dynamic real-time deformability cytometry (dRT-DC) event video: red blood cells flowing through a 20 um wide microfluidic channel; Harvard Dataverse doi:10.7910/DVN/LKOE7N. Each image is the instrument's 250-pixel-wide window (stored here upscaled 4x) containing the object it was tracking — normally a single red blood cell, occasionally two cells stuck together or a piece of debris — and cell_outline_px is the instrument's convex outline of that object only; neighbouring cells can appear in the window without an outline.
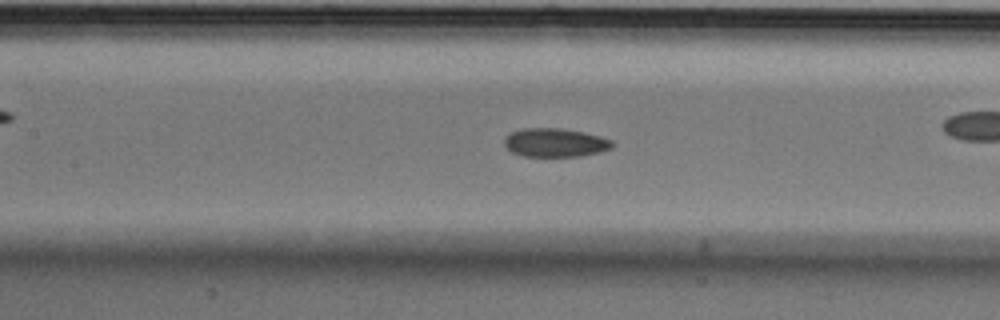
{"species": "Egyptian fruit bat (a non-hibernating species)", "species_latin": "Rousettus aegyptiacus", "temperature_condition": "cold", "stored_images_in_passage": 56, "camera_frame_rate_fps": 3000, "um_per_image_px": 0.085, "animal": {"sex": "male"}, "frame": {"image": 1, "passage_image": 25, "time_ms": 8.0, "image_size_px": [1000, 320], "cell_outline_px": [[612, 148], [600, 152], [580, 156], [524, 156], [512, 152], [504, 144], [504, 140], [512, 132], [524, 128], [560, 128], [584, 132], [600, 136], [612, 140]], "centroid_in_image_um": [47.21, 12.12], "position_along_channel_um": 160.2, "area_um2": 17.86}}
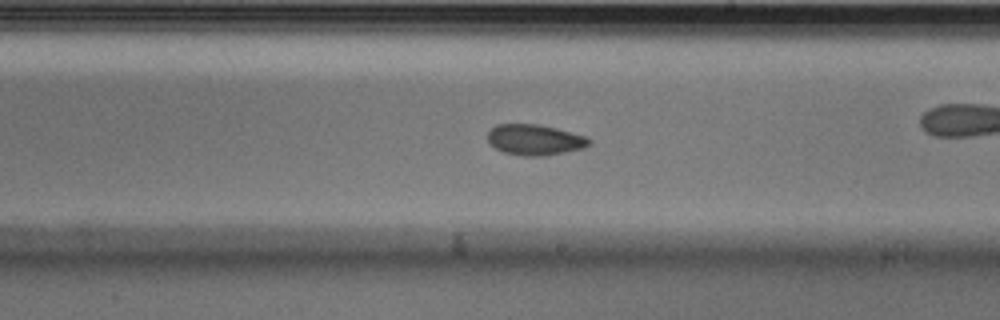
{"frame": {"image": 2, "passage_image": 32, "time_ms": 10.333, "image_size_px": [1000, 320], "cell_outline_px": [[592, 144], [584, 148], [544, 156], [520, 156], [504, 152], [496, 148], [488, 140], [488, 132], [496, 124], [536, 124], [556, 128], [588, 136], [592, 140]], "centroid_in_image_um": [45.51, 11.88], "position_along_channel_um": 243.5, "area_um2": 18.26}, "authors_computed_cell_mechanics": {"area_um2": 18.5249, "velocity_mm_per_s": 3.5878, "shape_relaxation_time_tau1_ms": 8.0872, "shape_relaxation_time_tau2_ms": 2.746, "deformation_change_tau1": 0.1395, "deformation_change_tau2": 0.0634}}